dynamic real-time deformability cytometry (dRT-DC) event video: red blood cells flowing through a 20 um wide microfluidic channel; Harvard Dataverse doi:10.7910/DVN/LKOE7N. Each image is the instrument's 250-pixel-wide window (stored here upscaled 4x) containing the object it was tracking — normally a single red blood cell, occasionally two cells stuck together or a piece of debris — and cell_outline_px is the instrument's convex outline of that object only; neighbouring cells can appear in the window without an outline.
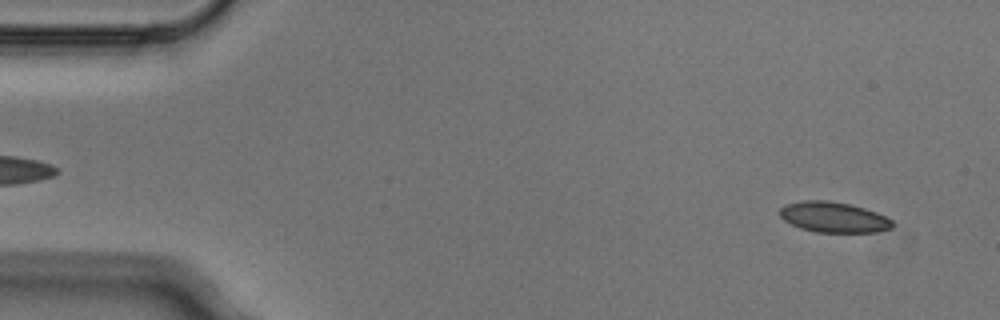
{"species": "Egyptian fruit bat (a non-hibernating species)", "species_latin": "Rousettus aegyptiacus", "temperature_condition": "cold", "stored_images_in_passage": 4, "segment_of_instrument_passage": [2, 2], "camera_frame_rate_fps": 3000, "um_per_image_px": 0.085, "animal": {"sex": "male"}, "frame": {"image": 1, "passage_image": 4, "time_ms": 1.0, "image_size_px": [1000, 320], "cell_outline_px": [[892, 228], [876, 232], [816, 232], [800, 228], [784, 220], [780, 216], [780, 208], [784, 204], [804, 200], [828, 200], [852, 204], [876, 212], [892, 220]], "centroid_in_image_um": [70.84, 18.45], "position_along_channel_um": 14.2, "area_um2": 20.06}}